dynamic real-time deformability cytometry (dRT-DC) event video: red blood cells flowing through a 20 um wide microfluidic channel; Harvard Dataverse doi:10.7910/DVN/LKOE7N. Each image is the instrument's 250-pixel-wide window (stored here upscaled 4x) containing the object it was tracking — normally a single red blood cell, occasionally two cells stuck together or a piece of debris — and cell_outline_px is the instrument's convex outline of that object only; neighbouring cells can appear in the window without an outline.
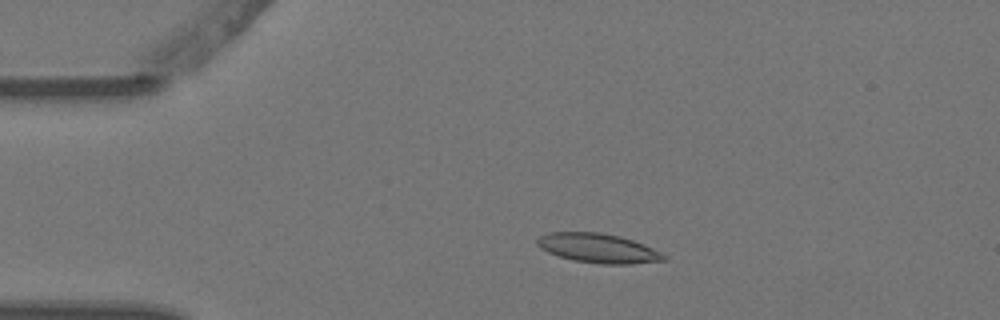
{"species": "Egyptian fruit bat (a non-hibernating species)", "species_latin": "Rousettus aegyptiacus", "temperature_condition": "warm", "stored_images_in_passage": 3, "camera_frame_rate_fps": 3000, "um_per_image_px": 0.085, "animal": {"sex": "female"}, "frame": {"image": 1, "passage_image": 2, "time_ms": 0.333, "image_size_px": [1000, 320], "cell_outline_px": [[668, 256], [664, 260], [632, 264], [600, 264], [576, 260], [560, 256], [548, 252], [540, 248], [536, 244], [536, 240], [540, 236], [548, 232], [600, 232], [620, 236], [644, 244]], "centroid_in_image_um": [50.84, 21.09], "position_along_channel_um": 34.2, "area_um2": 21.56}}